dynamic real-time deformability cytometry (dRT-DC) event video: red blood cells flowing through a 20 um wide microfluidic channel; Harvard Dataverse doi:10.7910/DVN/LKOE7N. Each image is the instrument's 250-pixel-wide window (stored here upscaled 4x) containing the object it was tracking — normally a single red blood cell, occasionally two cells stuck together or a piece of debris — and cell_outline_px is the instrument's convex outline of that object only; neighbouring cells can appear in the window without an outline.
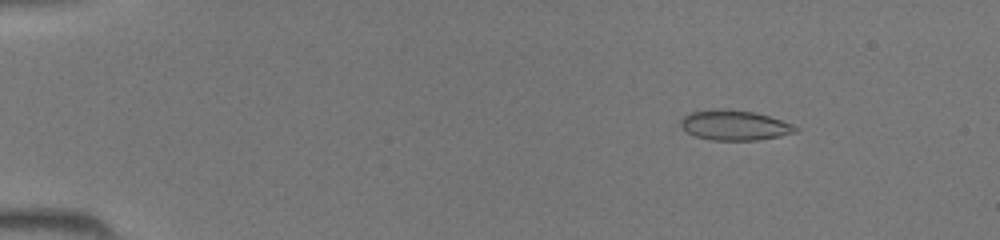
{"species": "common noctule bat (a hibernating species)", "species_latin": "Nyctalus noctula", "temperature_condition": "room temperature", "stored_images_in_passage": 44, "camera_frame_rate_fps": 3000, "um_per_image_px": 0.085, "animal": {"sex": "female", "body_mass_g": 19.5, "forearm_length_mm": 54.1}, "frame": {"image": 1, "passage_image": 6, "time_ms": 1.667, "image_size_px": [1000, 240], "cell_outline_px": [[800, 132], [780, 136], [756, 140], [712, 140], [696, 136], [688, 132], [680, 124], [680, 120], [684, 116], [692, 112], [712, 108], [728, 108], [752, 112], [768, 116], [792, 124], [800, 128]], "centroid_in_image_um": [62.46, 10.64], "position_along_channel_um": 22.5, "area_um2": 20.17}}
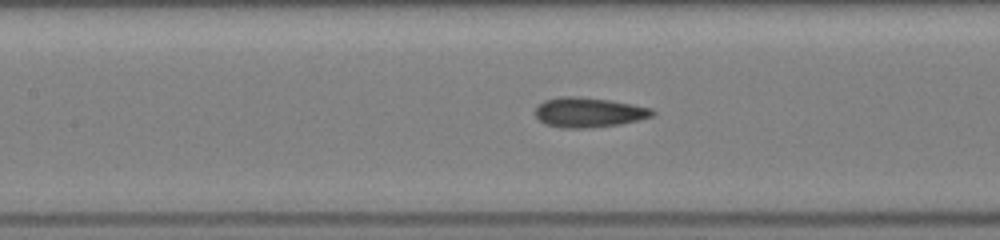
{"frame": {"image": 2, "passage_image": 21, "time_ms": 6.667, "image_size_px": [1000, 240], "cell_outline_px": [[656, 112], [652, 116], [620, 124], [592, 128], [560, 128], [544, 124], [536, 116], [536, 108], [544, 100], [560, 96], [580, 96], [608, 100], [632, 104], [652, 108]], "centroid_in_image_um": [50.02, 9.55], "position_along_channel_um": 157.4, "area_um2": 20.4}}
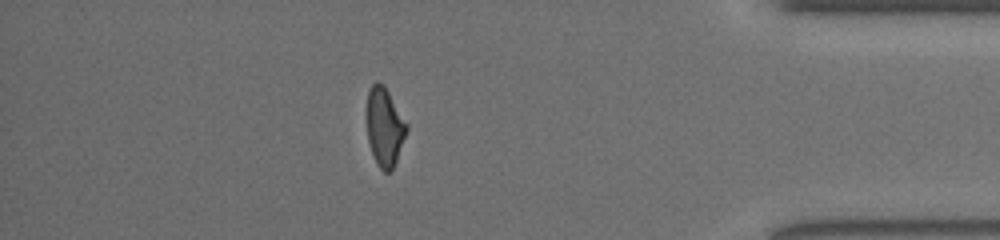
{"frame": {"image": 3, "passage_image": 39, "time_ms": 12.667, "image_size_px": [1000, 240], "cell_outline_px": [[408, 128], [396, 160], [392, 168], [388, 172], [384, 172], [380, 168], [372, 152], [368, 140], [364, 116], [364, 108], [368, 92], [372, 84], [376, 80], [384, 84], [408, 124]], "centroid_in_image_um": [32.64, 10.7], "position_along_channel_um": 402.6, "area_um2": 18.61}}